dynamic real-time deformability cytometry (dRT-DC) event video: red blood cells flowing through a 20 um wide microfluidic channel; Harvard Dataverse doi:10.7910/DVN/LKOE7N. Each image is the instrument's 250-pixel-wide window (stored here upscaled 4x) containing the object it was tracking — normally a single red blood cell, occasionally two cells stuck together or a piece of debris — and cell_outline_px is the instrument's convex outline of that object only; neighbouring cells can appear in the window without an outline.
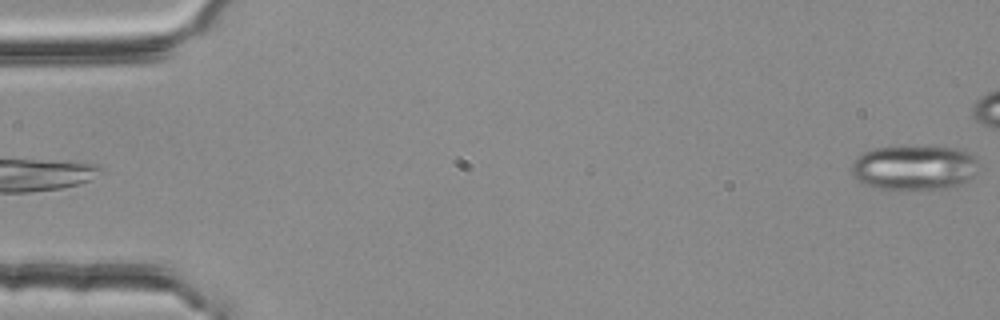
{"species": "common noctule bat (a hibernating species)", "species_latin": "Nyctalus noctula", "temperature_condition": "room temperature", "stored_images_in_passage": 4, "segment_of_instrument_passage": [2, 2], "camera_frame_rate_fps": 3000, "um_per_image_px": 0.085, "animal": {"sex": "female", "body_mass_g": 25.1}, "frame": {"image": 1, "passage_image": 4, "time_ms": 1.0, "image_size_px": [1000, 320], "cell_outline_px": [[980, 160], [976, 176], [972, 180], [948, 188], [896, 192], [876, 188], [864, 184], [856, 180], [852, 176], [852, 164], [856, 156], [872, 148], [956, 148], [976, 156]], "centroid_in_image_um": [77.73, 14.32], "position_along_channel_um": 7.3, "area_um2": 33.99}}